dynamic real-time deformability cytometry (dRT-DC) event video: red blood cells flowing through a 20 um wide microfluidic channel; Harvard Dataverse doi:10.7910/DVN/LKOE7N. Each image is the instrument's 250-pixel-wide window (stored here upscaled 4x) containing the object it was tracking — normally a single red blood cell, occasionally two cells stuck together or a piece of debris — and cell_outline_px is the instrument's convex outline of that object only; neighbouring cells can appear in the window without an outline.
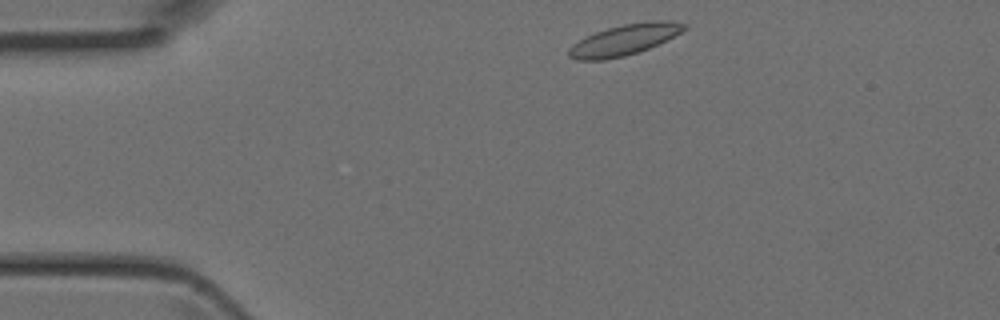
{"species": "Egyptian fruit bat (a non-hibernating species)", "species_latin": "Rousettus aegyptiacus", "temperature_condition": "room temperature", "stored_images_in_passage": 3, "segment_of_instrument_passage": [1, 2], "camera_frame_rate_fps": 3000, "um_per_image_px": 0.085, "animal": {"sex": "female"}, "frame": {"image": 1, "passage_image": 1, "time_ms": 0.0, "image_size_px": [1000, 320], "cell_outline_px": [[688, 28], [648, 48], [624, 56], [604, 60], [576, 60], [568, 56], [568, 48], [572, 44], [596, 32], [608, 28], [624, 24], [648, 20], [668, 20], [688, 24]], "centroid_in_image_um": [53.06, 3.37], "position_along_channel_um": 31.9, "area_um2": 20.46}}